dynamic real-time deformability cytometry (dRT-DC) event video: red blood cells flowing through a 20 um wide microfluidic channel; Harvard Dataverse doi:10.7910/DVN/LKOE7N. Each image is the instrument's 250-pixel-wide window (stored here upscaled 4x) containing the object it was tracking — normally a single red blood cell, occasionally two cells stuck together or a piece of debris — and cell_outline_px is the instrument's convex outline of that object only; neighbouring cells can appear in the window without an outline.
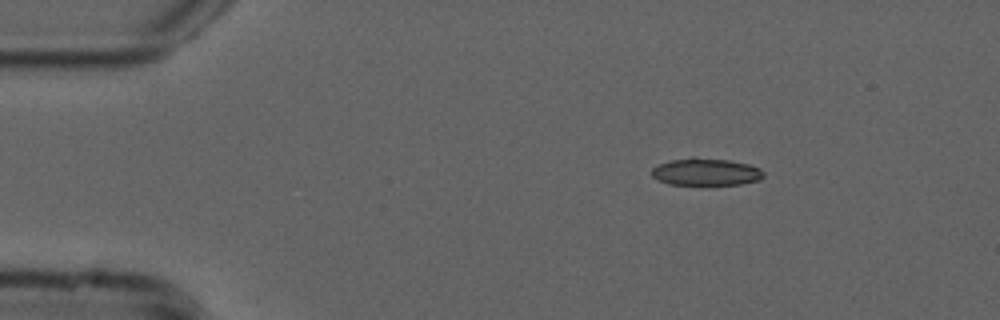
{"species": "common noctule bat (a hibernating species)", "species_latin": "Nyctalus noctula", "temperature_condition": "cold", "stored_images_in_passage": 33, "camera_frame_rate_fps": 3000, "um_per_image_px": 0.085, "animal": {"sex": "male", "forearm_length_mm": 52.5}, "frame": {"image": 1, "passage_image": 1, "time_ms": 0.0, "image_size_px": [1000, 320], "cell_outline_px": [[764, 176], [760, 180], [740, 184], [668, 184], [652, 176], [652, 168], [660, 164], [672, 160], [692, 156], [696, 156], [728, 160], [748, 164], [760, 168], [764, 172]], "centroid_in_image_um": [60.03, 14.59], "position_along_channel_um": 25.0, "area_um2": 17.74}}
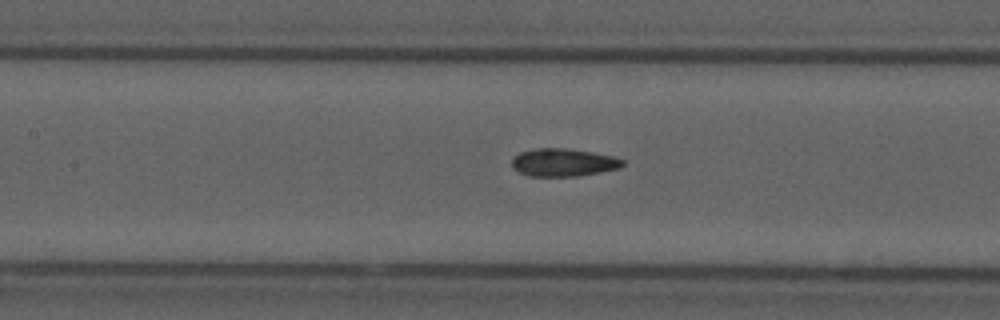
{"frame": {"image": 2, "passage_image": 17, "time_ms": 5.333, "image_size_px": [1000, 320], "cell_outline_px": [[624, 164], [620, 168], [576, 176], [528, 176], [516, 172], [512, 168], [512, 156], [520, 152], [536, 148], [568, 148], [616, 156], [624, 160]], "centroid_in_image_um": [47.85, 13.8], "position_along_channel_um": 159.5, "area_um2": 18.21}}
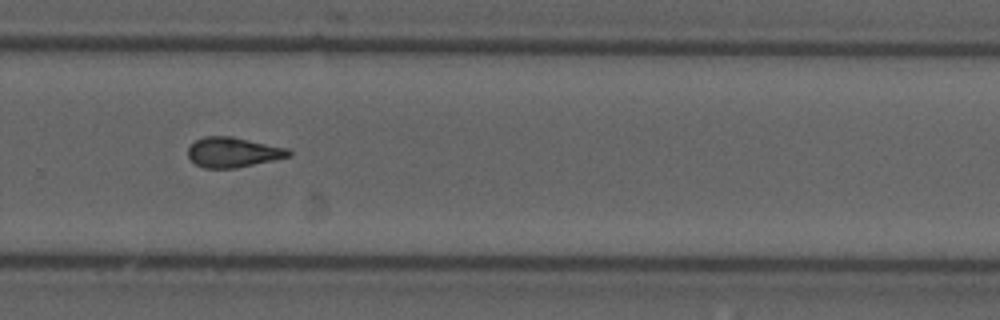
{"frame": {"image": 3, "passage_image": 29, "time_ms": 9.333, "image_size_px": [1000, 320], "cell_outline_px": [[292, 156], [276, 160], [236, 168], [204, 168], [196, 164], [188, 156], [188, 148], [196, 140], [204, 136], [232, 136], [288, 148], [292, 152]], "centroid_in_image_um": [19.85, 12.94], "position_along_channel_um": 309.9, "area_um2": 17.74}}